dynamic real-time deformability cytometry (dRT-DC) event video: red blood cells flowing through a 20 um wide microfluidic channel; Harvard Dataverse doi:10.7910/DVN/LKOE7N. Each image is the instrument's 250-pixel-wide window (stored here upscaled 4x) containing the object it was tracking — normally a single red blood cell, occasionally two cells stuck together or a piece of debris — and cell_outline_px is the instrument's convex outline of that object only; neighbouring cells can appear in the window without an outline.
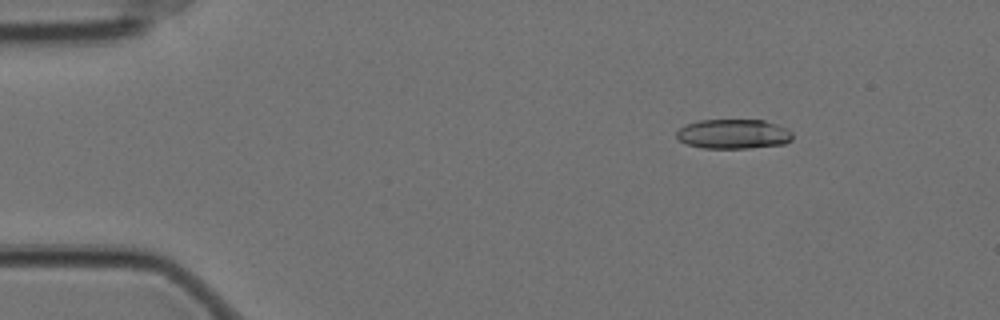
{"species": "Egyptian fruit bat (a non-hibernating species)", "species_latin": "Rousettus aegyptiacus", "temperature_condition": "cold", "stored_images_in_passage": 20, "camera_frame_rate_fps": 3000, "um_per_image_px": 0.085, "animal": {"sex": "female"}, "frame": {"image": 1, "passage_image": 7, "time_ms": 2.0, "image_size_px": [1000, 320], "cell_outline_px": [[792, 140], [784, 144], [748, 148], [704, 148], [688, 144], [680, 140], [676, 136], [676, 132], [680, 128], [688, 124], [700, 120], [764, 120], [776, 124], [792, 132]], "centroid_in_image_um": [62.35, 11.39], "position_along_channel_um": 22.6, "area_um2": 19.83}}
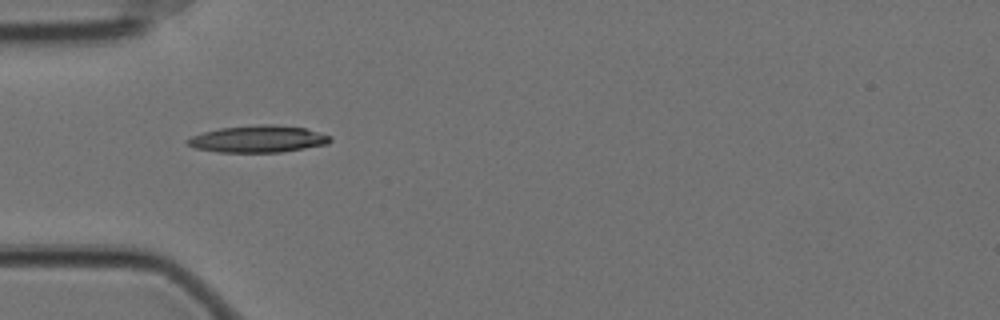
{"frame": {"image": 2, "passage_image": 17, "time_ms": 5.333, "image_size_px": [1000, 320], "cell_outline_px": [[332, 140], [328, 144], [280, 152], [220, 152], [196, 148], [188, 144], [184, 140], [192, 136], [204, 132], [220, 128], [260, 124], [272, 124], [304, 128], [332, 136]], "centroid_in_image_um": [21.95, 11.81], "position_along_channel_um": 63.0, "area_um2": 22.25}}
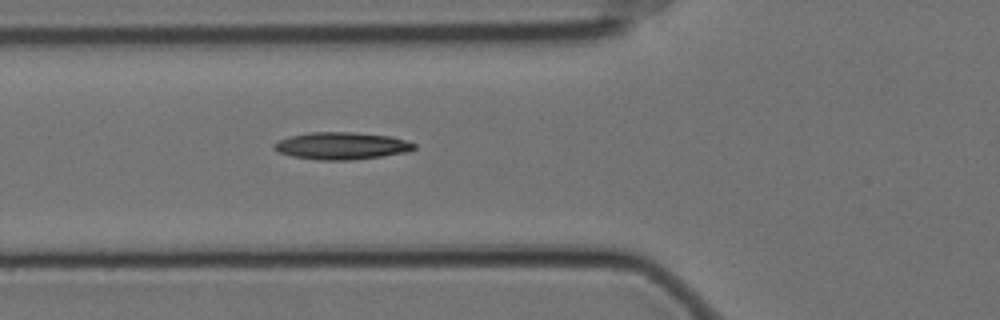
{"frame": {"image": 3, "passage_image": 20, "time_ms": 6.333, "image_size_px": [1000, 320], "cell_outline_px": [[416, 148], [408, 152], [352, 160], [316, 160], [292, 156], [280, 152], [272, 148], [272, 144], [288, 136], [308, 132], [352, 132], [392, 136], [416, 144]], "centroid_in_image_um": [29.02, 12.39], "position_along_channel_um": 96.8, "area_um2": 22.31}}